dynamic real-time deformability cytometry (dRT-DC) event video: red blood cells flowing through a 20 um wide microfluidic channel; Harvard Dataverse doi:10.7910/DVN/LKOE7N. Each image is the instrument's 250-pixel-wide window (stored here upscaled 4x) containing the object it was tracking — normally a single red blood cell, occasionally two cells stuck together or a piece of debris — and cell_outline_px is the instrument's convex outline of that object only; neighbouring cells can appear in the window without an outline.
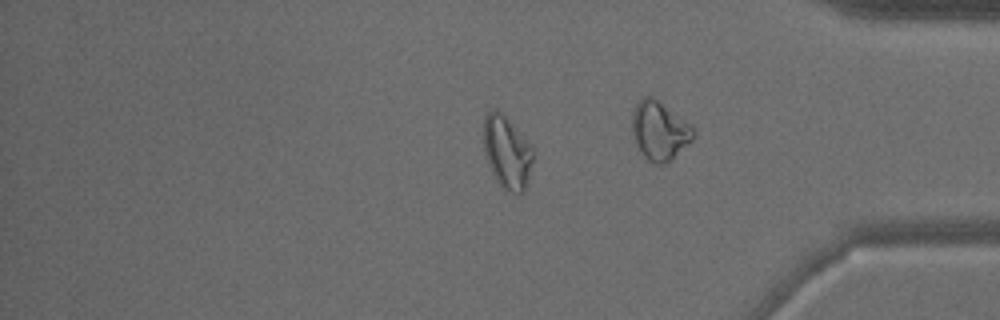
{"species": "common noctule bat (a hibernating species)", "species_latin": "Nyctalus noctula", "temperature_condition": "warm", "stored_images_in_passage": 31, "camera_frame_rate_fps": 3000, "um_per_image_px": 0.085, "animal": {"sex": "male", "body_mass_g": 15.6}, "frame": {"image": 1, "passage_image": 26, "time_ms": 8.333, "image_size_px": [1000, 320], "cell_outline_px": [[532, 160], [524, 192], [508, 192], [496, 180], [488, 164], [484, 152], [484, 116], [492, 108], [496, 108], [508, 120], [532, 148]], "centroid_in_image_um": [43.05, 12.94], "position_along_channel_um": 392.2, "area_um2": 20.29}}